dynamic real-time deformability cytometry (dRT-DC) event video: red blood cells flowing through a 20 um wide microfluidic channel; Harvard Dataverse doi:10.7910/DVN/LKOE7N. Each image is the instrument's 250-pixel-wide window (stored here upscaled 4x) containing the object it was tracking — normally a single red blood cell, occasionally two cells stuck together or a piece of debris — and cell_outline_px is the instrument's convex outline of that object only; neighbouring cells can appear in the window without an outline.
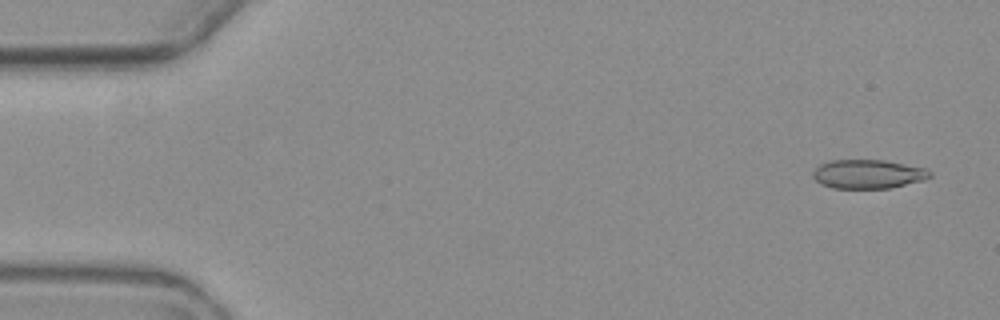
{"species": "common noctule bat (a hibernating species)", "species_latin": "Nyctalus noctula", "temperature_condition": "warm", "stored_images_in_passage": 4, "camera_frame_rate_fps": 3000, "um_per_image_px": 0.085, "animal": {"sex": "female", "body_mass_g": 19.3, "forearm_length_mm": 54.1}, "frame": {"image": 1, "passage_image": 1, "time_ms": 0.0, "image_size_px": [1000, 320], "cell_outline_px": [[932, 176], [924, 180], [888, 188], [832, 188], [820, 184], [812, 176], [812, 172], [820, 164], [832, 160], [884, 160], [924, 168], [932, 172]], "centroid_in_image_um": [73.76, 14.8], "position_along_channel_um": 11.2, "area_um2": 19.65}}
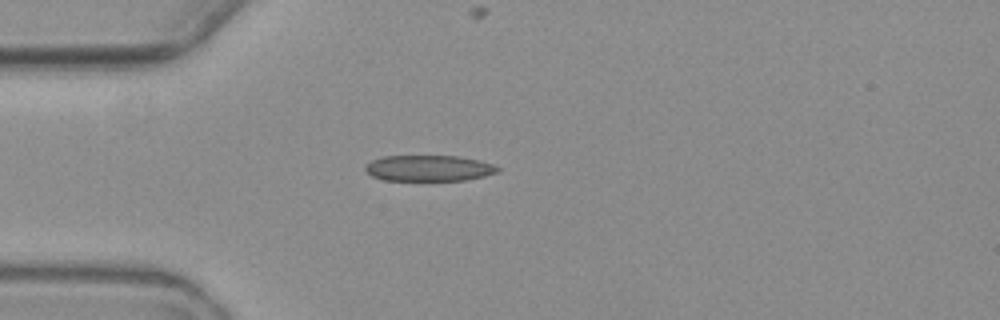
{"frame": {"image": 2, "passage_image": 4, "time_ms": 4.333, "image_size_px": [1000, 320], "cell_outline_px": [[500, 168], [496, 172], [484, 176], [464, 180], [384, 180], [372, 176], [364, 168], [364, 164], [372, 160], [384, 156], [456, 156], [476, 160], [492, 164]], "centroid_in_image_um": [36.39, 14.29], "position_along_channel_um": 48.6, "area_um2": 19.77}}